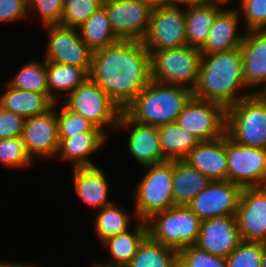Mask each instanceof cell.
Returning <instances> with one entry per match:
<instances>
[{
    "mask_svg": "<svg viewBox=\"0 0 266 267\" xmlns=\"http://www.w3.org/2000/svg\"><path fill=\"white\" fill-rule=\"evenodd\" d=\"M89 79L124 111L151 80L150 53L136 40L93 51Z\"/></svg>",
    "mask_w": 266,
    "mask_h": 267,
    "instance_id": "cell-1",
    "label": "cell"
},
{
    "mask_svg": "<svg viewBox=\"0 0 266 267\" xmlns=\"http://www.w3.org/2000/svg\"><path fill=\"white\" fill-rule=\"evenodd\" d=\"M240 47L202 55L198 82L193 97L218 103L226 109L252 94L247 91ZM247 93L239 94V90Z\"/></svg>",
    "mask_w": 266,
    "mask_h": 267,
    "instance_id": "cell-2",
    "label": "cell"
},
{
    "mask_svg": "<svg viewBox=\"0 0 266 267\" xmlns=\"http://www.w3.org/2000/svg\"><path fill=\"white\" fill-rule=\"evenodd\" d=\"M192 97L188 88L150 80L124 112L137 123L159 127L175 122Z\"/></svg>",
    "mask_w": 266,
    "mask_h": 267,
    "instance_id": "cell-3",
    "label": "cell"
},
{
    "mask_svg": "<svg viewBox=\"0 0 266 267\" xmlns=\"http://www.w3.org/2000/svg\"><path fill=\"white\" fill-rule=\"evenodd\" d=\"M146 223L152 240L179 252L196 245L201 220L187 205H175L153 214Z\"/></svg>",
    "mask_w": 266,
    "mask_h": 267,
    "instance_id": "cell-4",
    "label": "cell"
},
{
    "mask_svg": "<svg viewBox=\"0 0 266 267\" xmlns=\"http://www.w3.org/2000/svg\"><path fill=\"white\" fill-rule=\"evenodd\" d=\"M226 134L240 145L266 149V93H254L227 109Z\"/></svg>",
    "mask_w": 266,
    "mask_h": 267,
    "instance_id": "cell-5",
    "label": "cell"
},
{
    "mask_svg": "<svg viewBox=\"0 0 266 267\" xmlns=\"http://www.w3.org/2000/svg\"><path fill=\"white\" fill-rule=\"evenodd\" d=\"M150 53V78L194 90L202 58L200 49L182 46Z\"/></svg>",
    "mask_w": 266,
    "mask_h": 267,
    "instance_id": "cell-6",
    "label": "cell"
},
{
    "mask_svg": "<svg viewBox=\"0 0 266 267\" xmlns=\"http://www.w3.org/2000/svg\"><path fill=\"white\" fill-rule=\"evenodd\" d=\"M146 173L136 185L135 210L138 220H148L153 214L175 206L172 176L173 160L144 166Z\"/></svg>",
    "mask_w": 266,
    "mask_h": 267,
    "instance_id": "cell-7",
    "label": "cell"
},
{
    "mask_svg": "<svg viewBox=\"0 0 266 267\" xmlns=\"http://www.w3.org/2000/svg\"><path fill=\"white\" fill-rule=\"evenodd\" d=\"M72 112L82 115L106 135L105 127L116 131L122 110L89 78L62 102Z\"/></svg>",
    "mask_w": 266,
    "mask_h": 267,
    "instance_id": "cell-8",
    "label": "cell"
},
{
    "mask_svg": "<svg viewBox=\"0 0 266 267\" xmlns=\"http://www.w3.org/2000/svg\"><path fill=\"white\" fill-rule=\"evenodd\" d=\"M156 0H104L112 30L120 40L143 41Z\"/></svg>",
    "mask_w": 266,
    "mask_h": 267,
    "instance_id": "cell-9",
    "label": "cell"
},
{
    "mask_svg": "<svg viewBox=\"0 0 266 267\" xmlns=\"http://www.w3.org/2000/svg\"><path fill=\"white\" fill-rule=\"evenodd\" d=\"M142 42L148 52L187 45L184 7L157 2L152 11L148 32Z\"/></svg>",
    "mask_w": 266,
    "mask_h": 267,
    "instance_id": "cell-10",
    "label": "cell"
},
{
    "mask_svg": "<svg viewBox=\"0 0 266 267\" xmlns=\"http://www.w3.org/2000/svg\"><path fill=\"white\" fill-rule=\"evenodd\" d=\"M175 122L200 142L212 141L226 135L227 109L218 103L192 97Z\"/></svg>",
    "mask_w": 266,
    "mask_h": 267,
    "instance_id": "cell-11",
    "label": "cell"
},
{
    "mask_svg": "<svg viewBox=\"0 0 266 267\" xmlns=\"http://www.w3.org/2000/svg\"><path fill=\"white\" fill-rule=\"evenodd\" d=\"M227 180L244 187L266 186V149L243 146L226 134Z\"/></svg>",
    "mask_w": 266,
    "mask_h": 267,
    "instance_id": "cell-12",
    "label": "cell"
},
{
    "mask_svg": "<svg viewBox=\"0 0 266 267\" xmlns=\"http://www.w3.org/2000/svg\"><path fill=\"white\" fill-rule=\"evenodd\" d=\"M43 27L48 33L45 61L82 67L89 73L93 51L81 39L79 29L61 24Z\"/></svg>",
    "mask_w": 266,
    "mask_h": 267,
    "instance_id": "cell-13",
    "label": "cell"
},
{
    "mask_svg": "<svg viewBox=\"0 0 266 267\" xmlns=\"http://www.w3.org/2000/svg\"><path fill=\"white\" fill-rule=\"evenodd\" d=\"M58 103L55 102L46 112L25 120L21 137L32 160L36 157L54 159L57 155L59 137L56 107Z\"/></svg>",
    "mask_w": 266,
    "mask_h": 267,
    "instance_id": "cell-14",
    "label": "cell"
},
{
    "mask_svg": "<svg viewBox=\"0 0 266 267\" xmlns=\"http://www.w3.org/2000/svg\"><path fill=\"white\" fill-rule=\"evenodd\" d=\"M242 187L228 180H214L187 206L203 221L236 215Z\"/></svg>",
    "mask_w": 266,
    "mask_h": 267,
    "instance_id": "cell-15",
    "label": "cell"
},
{
    "mask_svg": "<svg viewBox=\"0 0 266 267\" xmlns=\"http://www.w3.org/2000/svg\"><path fill=\"white\" fill-rule=\"evenodd\" d=\"M236 217L242 241L266 244V186L242 188Z\"/></svg>",
    "mask_w": 266,
    "mask_h": 267,
    "instance_id": "cell-16",
    "label": "cell"
},
{
    "mask_svg": "<svg viewBox=\"0 0 266 267\" xmlns=\"http://www.w3.org/2000/svg\"><path fill=\"white\" fill-rule=\"evenodd\" d=\"M242 242L236 215L203 220L196 246L206 252L227 258Z\"/></svg>",
    "mask_w": 266,
    "mask_h": 267,
    "instance_id": "cell-17",
    "label": "cell"
},
{
    "mask_svg": "<svg viewBox=\"0 0 266 267\" xmlns=\"http://www.w3.org/2000/svg\"><path fill=\"white\" fill-rule=\"evenodd\" d=\"M124 128H131L129 137H127V150L139 165L144 167L167 161L160 147V135L157 126L137 123L122 111L116 131Z\"/></svg>",
    "mask_w": 266,
    "mask_h": 267,
    "instance_id": "cell-18",
    "label": "cell"
},
{
    "mask_svg": "<svg viewBox=\"0 0 266 267\" xmlns=\"http://www.w3.org/2000/svg\"><path fill=\"white\" fill-rule=\"evenodd\" d=\"M240 50L248 89L263 84V88L252 91L266 93V30L246 31Z\"/></svg>",
    "mask_w": 266,
    "mask_h": 267,
    "instance_id": "cell-19",
    "label": "cell"
},
{
    "mask_svg": "<svg viewBox=\"0 0 266 267\" xmlns=\"http://www.w3.org/2000/svg\"><path fill=\"white\" fill-rule=\"evenodd\" d=\"M241 15L237 8H223L215 17L210 33L204 46L200 49L202 55L225 52L240 47L244 34H239L238 27Z\"/></svg>",
    "mask_w": 266,
    "mask_h": 267,
    "instance_id": "cell-20",
    "label": "cell"
},
{
    "mask_svg": "<svg viewBox=\"0 0 266 267\" xmlns=\"http://www.w3.org/2000/svg\"><path fill=\"white\" fill-rule=\"evenodd\" d=\"M184 160L211 181L227 180L226 135L199 142Z\"/></svg>",
    "mask_w": 266,
    "mask_h": 267,
    "instance_id": "cell-21",
    "label": "cell"
},
{
    "mask_svg": "<svg viewBox=\"0 0 266 267\" xmlns=\"http://www.w3.org/2000/svg\"><path fill=\"white\" fill-rule=\"evenodd\" d=\"M108 139L103 131H87L72 137H59L57 157L69 161L73 168L96 166L89 158L101 150Z\"/></svg>",
    "mask_w": 266,
    "mask_h": 267,
    "instance_id": "cell-22",
    "label": "cell"
},
{
    "mask_svg": "<svg viewBox=\"0 0 266 267\" xmlns=\"http://www.w3.org/2000/svg\"><path fill=\"white\" fill-rule=\"evenodd\" d=\"M73 174L74 190L86 204L99 211L114 202L108 199V178L97 165L73 168Z\"/></svg>",
    "mask_w": 266,
    "mask_h": 267,
    "instance_id": "cell-23",
    "label": "cell"
},
{
    "mask_svg": "<svg viewBox=\"0 0 266 267\" xmlns=\"http://www.w3.org/2000/svg\"><path fill=\"white\" fill-rule=\"evenodd\" d=\"M227 3L224 0H214L202 5L184 7L187 46L198 49L204 46L216 15Z\"/></svg>",
    "mask_w": 266,
    "mask_h": 267,
    "instance_id": "cell-24",
    "label": "cell"
},
{
    "mask_svg": "<svg viewBox=\"0 0 266 267\" xmlns=\"http://www.w3.org/2000/svg\"><path fill=\"white\" fill-rule=\"evenodd\" d=\"M148 236L147 223L138 220L135 229L119 233L104 240L101 245L108 248L110 261L105 265L112 267H126L135 256L139 245Z\"/></svg>",
    "mask_w": 266,
    "mask_h": 267,
    "instance_id": "cell-25",
    "label": "cell"
},
{
    "mask_svg": "<svg viewBox=\"0 0 266 267\" xmlns=\"http://www.w3.org/2000/svg\"><path fill=\"white\" fill-rule=\"evenodd\" d=\"M211 180L185 160H173V198L175 205H187Z\"/></svg>",
    "mask_w": 266,
    "mask_h": 267,
    "instance_id": "cell-26",
    "label": "cell"
},
{
    "mask_svg": "<svg viewBox=\"0 0 266 267\" xmlns=\"http://www.w3.org/2000/svg\"><path fill=\"white\" fill-rule=\"evenodd\" d=\"M4 88L6 91L0 96V107L24 118L42 114L55 103L49 95L15 89L6 82Z\"/></svg>",
    "mask_w": 266,
    "mask_h": 267,
    "instance_id": "cell-27",
    "label": "cell"
},
{
    "mask_svg": "<svg viewBox=\"0 0 266 267\" xmlns=\"http://www.w3.org/2000/svg\"><path fill=\"white\" fill-rule=\"evenodd\" d=\"M46 72L48 95L54 102H60V94L65 92L69 95L89 78L84 68L57 62H46Z\"/></svg>",
    "mask_w": 266,
    "mask_h": 267,
    "instance_id": "cell-28",
    "label": "cell"
},
{
    "mask_svg": "<svg viewBox=\"0 0 266 267\" xmlns=\"http://www.w3.org/2000/svg\"><path fill=\"white\" fill-rule=\"evenodd\" d=\"M160 147L166 160H184L188 153L200 142L189 131L176 122L162 124L158 127Z\"/></svg>",
    "mask_w": 266,
    "mask_h": 267,
    "instance_id": "cell-29",
    "label": "cell"
},
{
    "mask_svg": "<svg viewBox=\"0 0 266 267\" xmlns=\"http://www.w3.org/2000/svg\"><path fill=\"white\" fill-rule=\"evenodd\" d=\"M132 218L138 221L135 212L129 214V211L117 205L116 202L104 206L95 216L94 233L97 240L101 244L111 236L128 231Z\"/></svg>",
    "mask_w": 266,
    "mask_h": 267,
    "instance_id": "cell-30",
    "label": "cell"
},
{
    "mask_svg": "<svg viewBox=\"0 0 266 267\" xmlns=\"http://www.w3.org/2000/svg\"><path fill=\"white\" fill-rule=\"evenodd\" d=\"M78 29L81 39L92 51L120 41L111 28L107 12L103 6L95 11Z\"/></svg>",
    "mask_w": 266,
    "mask_h": 267,
    "instance_id": "cell-31",
    "label": "cell"
},
{
    "mask_svg": "<svg viewBox=\"0 0 266 267\" xmlns=\"http://www.w3.org/2000/svg\"><path fill=\"white\" fill-rule=\"evenodd\" d=\"M177 264L178 251L147 236L126 267H175Z\"/></svg>",
    "mask_w": 266,
    "mask_h": 267,
    "instance_id": "cell-32",
    "label": "cell"
},
{
    "mask_svg": "<svg viewBox=\"0 0 266 267\" xmlns=\"http://www.w3.org/2000/svg\"><path fill=\"white\" fill-rule=\"evenodd\" d=\"M12 78H9L6 83L15 89L48 95L45 60L42 62L35 60L26 62Z\"/></svg>",
    "mask_w": 266,
    "mask_h": 267,
    "instance_id": "cell-33",
    "label": "cell"
},
{
    "mask_svg": "<svg viewBox=\"0 0 266 267\" xmlns=\"http://www.w3.org/2000/svg\"><path fill=\"white\" fill-rule=\"evenodd\" d=\"M104 0H64L61 25L79 28L95 11L102 7Z\"/></svg>",
    "mask_w": 266,
    "mask_h": 267,
    "instance_id": "cell-34",
    "label": "cell"
},
{
    "mask_svg": "<svg viewBox=\"0 0 266 267\" xmlns=\"http://www.w3.org/2000/svg\"><path fill=\"white\" fill-rule=\"evenodd\" d=\"M32 162L22 137L0 139V164L8 169H21L30 167Z\"/></svg>",
    "mask_w": 266,
    "mask_h": 267,
    "instance_id": "cell-35",
    "label": "cell"
},
{
    "mask_svg": "<svg viewBox=\"0 0 266 267\" xmlns=\"http://www.w3.org/2000/svg\"><path fill=\"white\" fill-rule=\"evenodd\" d=\"M61 110H57L58 137H72L87 131H101L85 117L68 109L61 101Z\"/></svg>",
    "mask_w": 266,
    "mask_h": 267,
    "instance_id": "cell-36",
    "label": "cell"
},
{
    "mask_svg": "<svg viewBox=\"0 0 266 267\" xmlns=\"http://www.w3.org/2000/svg\"><path fill=\"white\" fill-rule=\"evenodd\" d=\"M264 243L242 241L226 258V267H262Z\"/></svg>",
    "mask_w": 266,
    "mask_h": 267,
    "instance_id": "cell-37",
    "label": "cell"
},
{
    "mask_svg": "<svg viewBox=\"0 0 266 267\" xmlns=\"http://www.w3.org/2000/svg\"><path fill=\"white\" fill-rule=\"evenodd\" d=\"M178 263L182 267H226V258L212 255L193 245L178 252Z\"/></svg>",
    "mask_w": 266,
    "mask_h": 267,
    "instance_id": "cell-38",
    "label": "cell"
},
{
    "mask_svg": "<svg viewBox=\"0 0 266 267\" xmlns=\"http://www.w3.org/2000/svg\"><path fill=\"white\" fill-rule=\"evenodd\" d=\"M246 31L266 30V0H239Z\"/></svg>",
    "mask_w": 266,
    "mask_h": 267,
    "instance_id": "cell-39",
    "label": "cell"
},
{
    "mask_svg": "<svg viewBox=\"0 0 266 267\" xmlns=\"http://www.w3.org/2000/svg\"><path fill=\"white\" fill-rule=\"evenodd\" d=\"M63 4L64 0H28L29 15H38L43 26L60 24Z\"/></svg>",
    "mask_w": 266,
    "mask_h": 267,
    "instance_id": "cell-40",
    "label": "cell"
},
{
    "mask_svg": "<svg viewBox=\"0 0 266 267\" xmlns=\"http://www.w3.org/2000/svg\"><path fill=\"white\" fill-rule=\"evenodd\" d=\"M26 118L0 107V139L21 137Z\"/></svg>",
    "mask_w": 266,
    "mask_h": 267,
    "instance_id": "cell-41",
    "label": "cell"
},
{
    "mask_svg": "<svg viewBox=\"0 0 266 267\" xmlns=\"http://www.w3.org/2000/svg\"><path fill=\"white\" fill-rule=\"evenodd\" d=\"M27 16L28 0H0V22L13 23Z\"/></svg>",
    "mask_w": 266,
    "mask_h": 267,
    "instance_id": "cell-42",
    "label": "cell"
},
{
    "mask_svg": "<svg viewBox=\"0 0 266 267\" xmlns=\"http://www.w3.org/2000/svg\"><path fill=\"white\" fill-rule=\"evenodd\" d=\"M214 0H162L161 2L171 5V6H178L181 7H188V6H194V5H202L209 3Z\"/></svg>",
    "mask_w": 266,
    "mask_h": 267,
    "instance_id": "cell-43",
    "label": "cell"
},
{
    "mask_svg": "<svg viewBox=\"0 0 266 267\" xmlns=\"http://www.w3.org/2000/svg\"><path fill=\"white\" fill-rule=\"evenodd\" d=\"M0 267H36L34 264L30 263H20V262H11V261H0ZM38 267V266H37Z\"/></svg>",
    "mask_w": 266,
    "mask_h": 267,
    "instance_id": "cell-44",
    "label": "cell"
},
{
    "mask_svg": "<svg viewBox=\"0 0 266 267\" xmlns=\"http://www.w3.org/2000/svg\"><path fill=\"white\" fill-rule=\"evenodd\" d=\"M262 267H266V244L264 243L263 253H262Z\"/></svg>",
    "mask_w": 266,
    "mask_h": 267,
    "instance_id": "cell-45",
    "label": "cell"
},
{
    "mask_svg": "<svg viewBox=\"0 0 266 267\" xmlns=\"http://www.w3.org/2000/svg\"><path fill=\"white\" fill-rule=\"evenodd\" d=\"M92 267H112V266H108V265H105L104 262H97L95 263Z\"/></svg>",
    "mask_w": 266,
    "mask_h": 267,
    "instance_id": "cell-46",
    "label": "cell"
},
{
    "mask_svg": "<svg viewBox=\"0 0 266 267\" xmlns=\"http://www.w3.org/2000/svg\"><path fill=\"white\" fill-rule=\"evenodd\" d=\"M175 267H182L179 263Z\"/></svg>",
    "mask_w": 266,
    "mask_h": 267,
    "instance_id": "cell-47",
    "label": "cell"
}]
</instances>
